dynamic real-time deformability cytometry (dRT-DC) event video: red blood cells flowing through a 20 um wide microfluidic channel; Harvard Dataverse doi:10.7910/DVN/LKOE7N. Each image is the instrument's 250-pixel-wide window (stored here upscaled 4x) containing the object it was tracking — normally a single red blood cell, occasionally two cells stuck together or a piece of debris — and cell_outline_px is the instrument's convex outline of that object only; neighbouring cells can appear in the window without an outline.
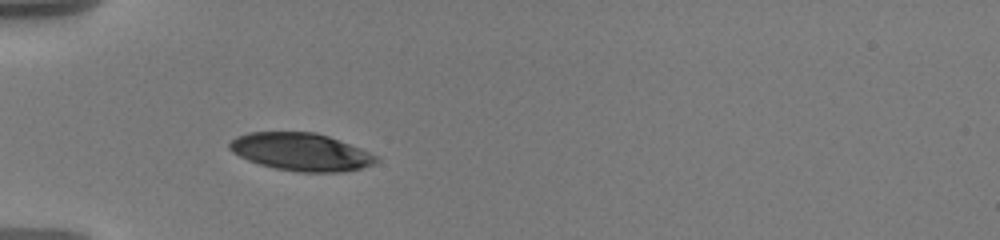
{"species": "human", "species_latin": "Homo sapiens", "temperature_condition": "warm", "stored_images_in_passage": 39, "camera_frame_rate_fps": 3000, "um_per_image_px": 0.085, "donor": {"sex": "male"}, "frame": {"image": 1, "passage_image": 1, "time_ms": 0.0, "image_size_px": [1000, 240], "cell_outline_px": [[380, 160], [372, 164], [360, 168], [340, 172], [300, 172], [276, 168], [260, 164], [248, 160], [232, 152], [228, 148], [228, 144], [236, 136], [248, 132], [316, 132], [328, 136], [360, 148], [376, 156]], "centroid_in_image_um": [25.55, 12.9], "position_along_channel_um": 59.5, "area_um2": 31.96}}
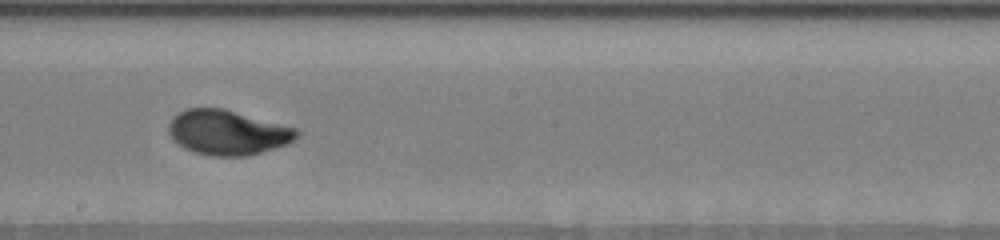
{"frame": {"image": 2, "passage_image": 16, "time_ms": 5.0, "image_size_px": [1000, 240], "cell_outline_px": [[300, 136], [296, 140], [288, 144], [248, 156], [212, 156], [196, 152], [184, 148], [172, 140], [168, 132], [168, 124], [172, 116], [184, 108], [224, 108], [296, 128], [300, 132]], "centroid_in_image_um": [19.34, 11.25], "position_along_channel_um": 228.9, "area_um2": 33.81}}
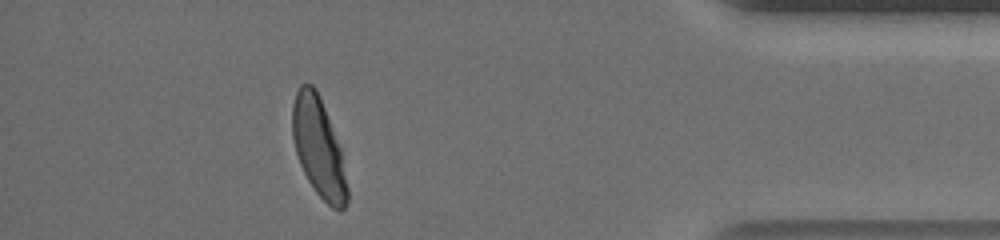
{"frame": {"image": 3, "passage_image": 34, "time_ms": 11.0, "image_size_px": [1000, 240], "cell_outline_px": [[348, 200], [344, 208], [340, 212], [332, 208], [316, 192], [308, 180], [300, 164], [296, 152], [292, 136], [292, 104], [296, 92], [300, 84], [312, 84], [316, 88], [320, 96], [340, 148], [348, 188]], "centroid_in_image_um": [27.07, 12.54], "position_along_channel_um": 408.1, "area_um2": 31.5}, "authors_computed_cell_mechanics": {"area_um2": 33.235, "velocity_mm_per_s": 3.5799, "shape_relaxation_time_tau1_ms": 5.0638, "shape_relaxation_time_tau2_ms": null, "deformation_change_tau1": 0.1813, "deformation_change_tau2": null}}